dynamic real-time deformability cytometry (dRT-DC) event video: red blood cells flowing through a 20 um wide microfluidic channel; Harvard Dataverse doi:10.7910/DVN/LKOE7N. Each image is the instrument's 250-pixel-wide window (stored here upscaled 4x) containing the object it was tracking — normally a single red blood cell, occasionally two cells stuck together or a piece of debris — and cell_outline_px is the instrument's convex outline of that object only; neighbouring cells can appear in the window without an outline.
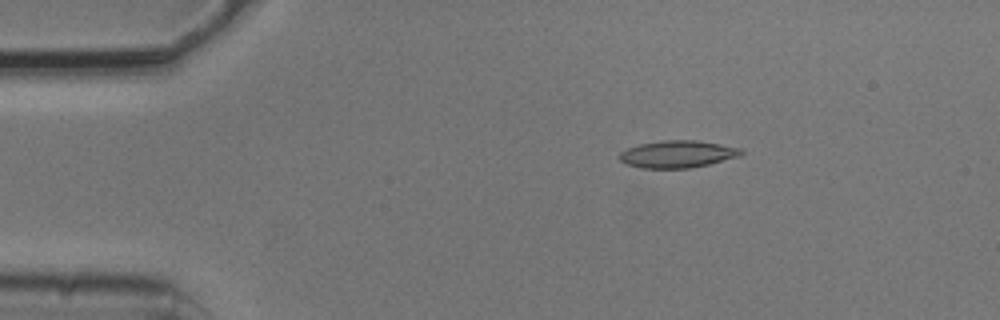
{"species": "common noctule bat (a hibernating species)", "species_latin": "Nyctalus noctula", "temperature_condition": "cold", "stored_images_in_passage": 5, "camera_frame_rate_fps": 3000, "um_per_image_px": 0.085, "animal": {"sex": "male", "body_mass_g": 20.5, "forearm_length_mm": 52.5}, "frame": {"image": 1, "passage_image": 2, "time_ms": 0.333, "image_size_px": [1000, 320], "cell_outline_px": [[744, 152], [740, 156], [692, 168], [640, 168], [628, 164], [620, 160], [620, 152], [628, 148], [640, 144], [664, 140], [696, 140], [720, 144], [740, 148]], "centroid_in_image_um": [57.6, 13.1], "position_along_channel_um": 27.4, "area_um2": 19.13}}
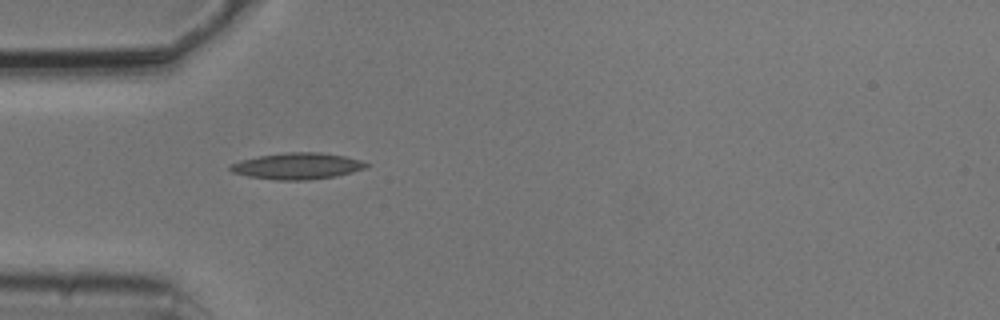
{"frame": {"image": 2, "passage_image": 4, "time_ms": 1.0, "image_size_px": [1000, 320], "cell_outline_px": [[372, 164], [364, 168], [352, 172], [336, 176], [308, 180], [276, 180], [248, 176], [232, 172], [228, 168], [228, 164], [240, 160], [260, 156], [284, 152], [320, 152], [344, 156], [360, 160]], "centroid_in_image_um": [25.25, 14.11], "position_along_channel_um": 59.8, "area_um2": 20.98}}
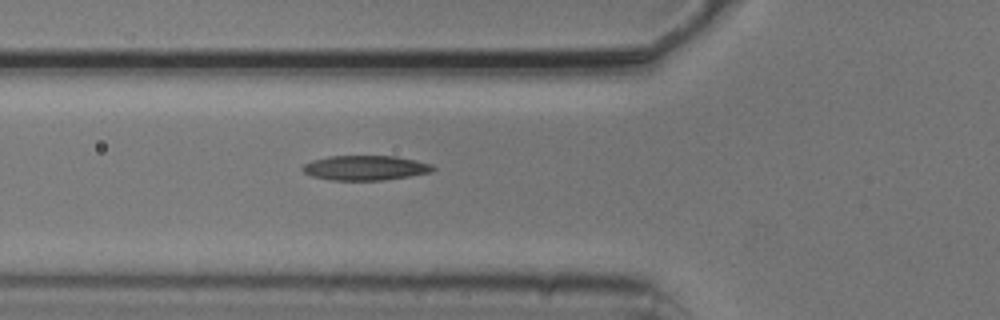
{"frame": {"image": 3, "passage_image": 5, "time_ms": 1.333, "image_size_px": [1000, 320], "cell_outline_px": [[436, 168], [432, 172], [384, 180], [332, 180], [312, 176], [304, 172], [300, 168], [304, 164], [312, 160], [328, 156], [396, 156], [416, 160], [432, 164]], "centroid_in_image_um": [31.05, 14.26], "position_along_channel_um": 94.7, "area_um2": 18.84}}